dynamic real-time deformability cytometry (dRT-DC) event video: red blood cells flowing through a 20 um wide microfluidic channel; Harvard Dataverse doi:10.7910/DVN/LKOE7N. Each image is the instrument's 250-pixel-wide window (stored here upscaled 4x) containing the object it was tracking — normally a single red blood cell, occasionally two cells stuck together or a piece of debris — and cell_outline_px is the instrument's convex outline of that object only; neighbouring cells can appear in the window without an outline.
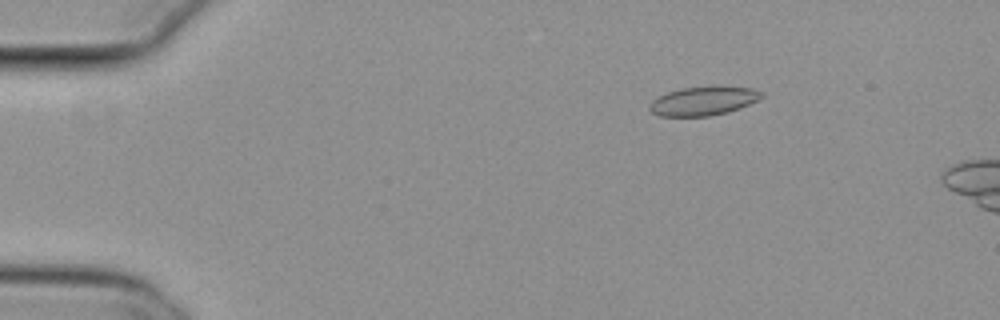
{"species": "common noctule bat (a hibernating species)", "species_latin": "Nyctalus noctula", "temperature_condition": "cold", "stored_images_in_passage": 7, "camera_frame_rate_fps": 3000, "um_per_image_px": 0.085, "animal": {"sex": "female", "body_mass_g": 29.2, "forearm_length_mm": 56.3}, "frame": {"image": 1, "passage_image": 2, "time_ms": 0.333, "image_size_px": [1000, 320], "cell_outline_px": [[764, 96], [740, 108], [728, 112], [708, 116], [660, 116], [652, 112], [648, 108], [652, 100], [668, 92], [680, 88], [752, 88], [764, 92]], "centroid_in_image_um": [59.76, 8.61], "position_along_channel_um": 25.2, "area_um2": 18.21}}